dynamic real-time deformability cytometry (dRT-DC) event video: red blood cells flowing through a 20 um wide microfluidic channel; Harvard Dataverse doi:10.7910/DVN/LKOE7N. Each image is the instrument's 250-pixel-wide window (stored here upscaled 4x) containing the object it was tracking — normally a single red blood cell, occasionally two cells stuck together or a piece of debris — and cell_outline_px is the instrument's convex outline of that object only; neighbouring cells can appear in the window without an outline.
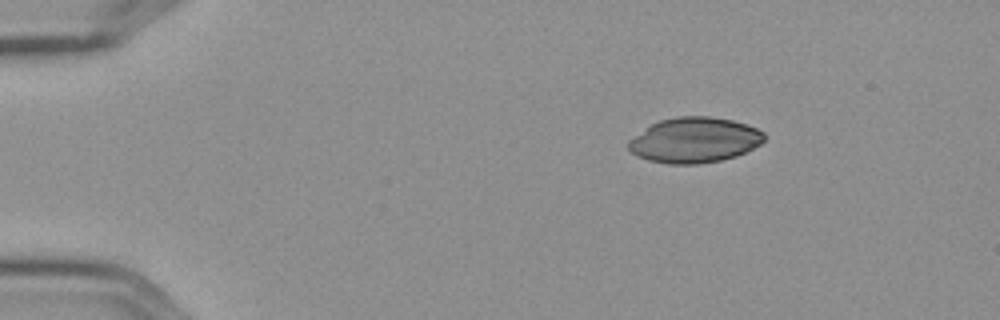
{"species": "Egyptian fruit bat (a non-hibernating species)", "species_latin": "Rousettus aegyptiacus", "temperature_condition": "cold", "stored_images_in_passage": 3, "camera_frame_rate_fps": 3000, "um_per_image_px": 0.085, "frame": {"image": 1, "passage_image": 1, "time_ms": 0.0, "image_size_px": [1000, 320], "cell_outline_px": [[764, 140], [760, 144], [736, 156], [720, 160], [696, 164], [668, 164], [648, 160], [636, 156], [628, 148], [628, 140], [652, 124], [660, 120], [676, 116], [712, 116], [732, 120], [748, 124], [764, 132]], "centroid_in_image_um": [59.02, 11.9], "position_along_channel_um": 26.0, "area_um2": 35.84}}